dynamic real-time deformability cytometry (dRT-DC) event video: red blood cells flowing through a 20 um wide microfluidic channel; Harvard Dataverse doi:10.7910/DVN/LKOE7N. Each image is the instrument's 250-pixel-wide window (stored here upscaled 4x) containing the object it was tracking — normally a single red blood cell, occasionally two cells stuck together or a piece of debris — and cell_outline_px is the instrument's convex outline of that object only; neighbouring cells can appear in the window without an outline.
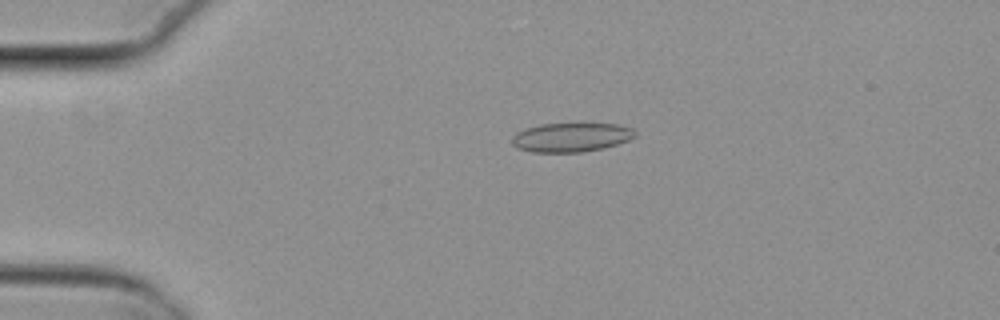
{"species": "common noctule bat (a hibernating species)", "species_latin": "Nyctalus noctula", "temperature_condition": "cold", "stored_images_in_passage": 54, "camera_frame_rate_fps": 3000, "um_per_image_px": 0.085, "animal": {"sex": "female", "body_mass_g": 29.2, "forearm_length_mm": 56.3}, "frame": {"image": 1, "passage_image": 12, "time_ms": 3.667, "image_size_px": [1000, 320], "cell_outline_px": [[636, 136], [628, 140], [604, 148], [580, 152], [532, 152], [516, 148], [512, 144], [512, 136], [516, 132], [540, 124], [580, 120], [616, 124], [632, 128], [636, 132]], "centroid_in_image_um": [48.56, 11.61], "position_along_channel_um": 36.4, "area_um2": 21.85}}
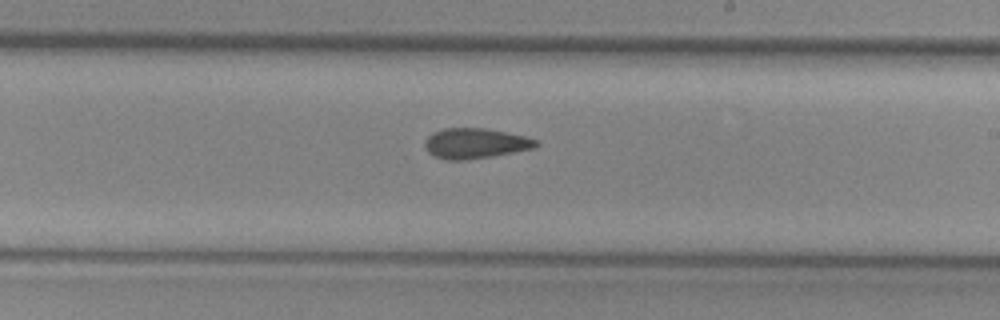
{"frame": {"image": 2, "passage_image": 32, "time_ms": 10.333, "image_size_px": [1000, 320], "cell_outline_px": [[540, 144], [532, 148], [492, 156], [460, 160], [448, 160], [436, 156], [428, 152], [424, 144], [428, 136], [432, 132], [444, 128], [488, 128], [524, 136], [540, 140]], "centroid_in_image_um": [40.41, 12.17], "position_along_channel_um": 248.6, "area_um2": 19.48}}
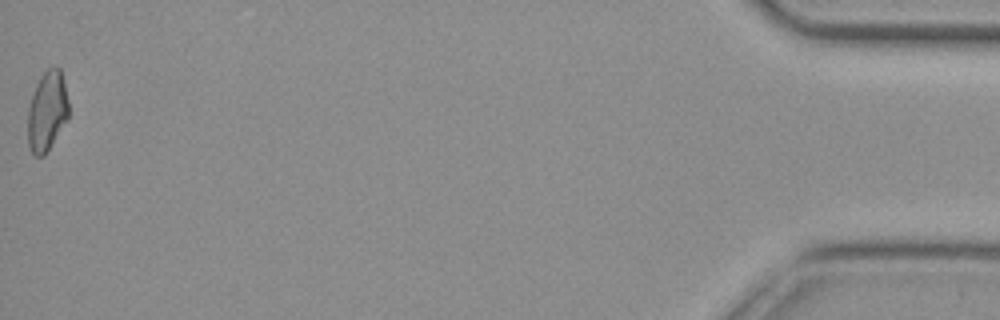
{"frame": {"image": 3, "passage_image": 54, "time_ms": 17.667, "image_size_px": [1000, 320], "cell_outline_px": [[68, 120], [44, 156], [36, 156], [32, 152], [28, 144], [28, 108], [36, 84], [40, 76], [48, 68], [56, 64], [60, 68], [68, 100]], "centroid_in_image_um": [4.01, 9.44], "position_along_channel_um": 431.2, "area_um2": 19.07}, "authors_computed_cell_mechanics": {"area_um2": 19.7965, "velocity_mm_per_s": 3.8312, "shape_relaxation_time_tau1_ms": null, "shape_relaxation_time_tau2_ms": 3.2914, "deformation_change_tau1": null, "deformation_change_tau2": 0.1105}}